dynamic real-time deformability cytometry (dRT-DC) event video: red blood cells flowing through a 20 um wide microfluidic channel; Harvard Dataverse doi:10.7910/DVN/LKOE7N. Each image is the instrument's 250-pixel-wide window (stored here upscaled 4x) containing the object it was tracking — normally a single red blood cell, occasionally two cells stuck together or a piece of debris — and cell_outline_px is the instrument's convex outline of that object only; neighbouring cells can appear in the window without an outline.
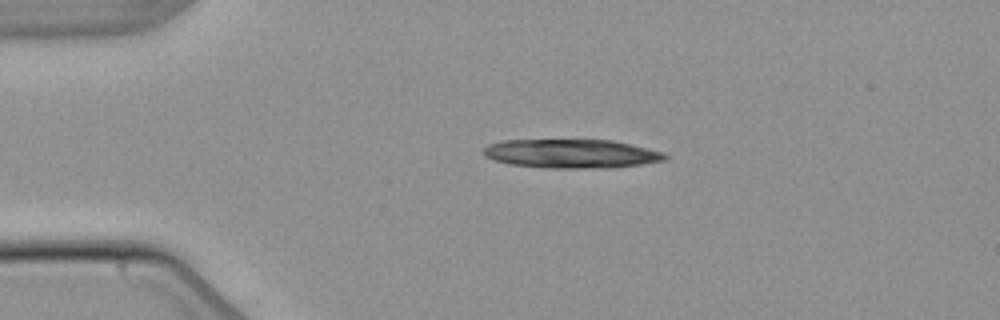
{"species": "common noctule bat (a hibernating species)", "species_latin": "Nyctalus noctula", "temperature_condition": "warm", "stored_images_in_passage": 2, "camera_frame_rate_fps": 3000, "um_per_image_px": 0.085, "animal": {"sex": "male", "body_mass_g": 21.5, "forearm_length_mm": 52.0}, "frame": {"image": 1, "passage_image": 1, "time_ms": 0.0, "image_size_px": [1000, 320], "cell_outline_px": [[668, 156], [664, 160], [616, 168], [548, 168], [508, 164], [484, 156], [484, 148], [488, 144], [500, 140], [612, 140], [648, 148], [664, 152]], "centroid_in_image_um": [48.57, 13.06], "position_along_channel_um": 36.4, "area_um2": 30.63}}